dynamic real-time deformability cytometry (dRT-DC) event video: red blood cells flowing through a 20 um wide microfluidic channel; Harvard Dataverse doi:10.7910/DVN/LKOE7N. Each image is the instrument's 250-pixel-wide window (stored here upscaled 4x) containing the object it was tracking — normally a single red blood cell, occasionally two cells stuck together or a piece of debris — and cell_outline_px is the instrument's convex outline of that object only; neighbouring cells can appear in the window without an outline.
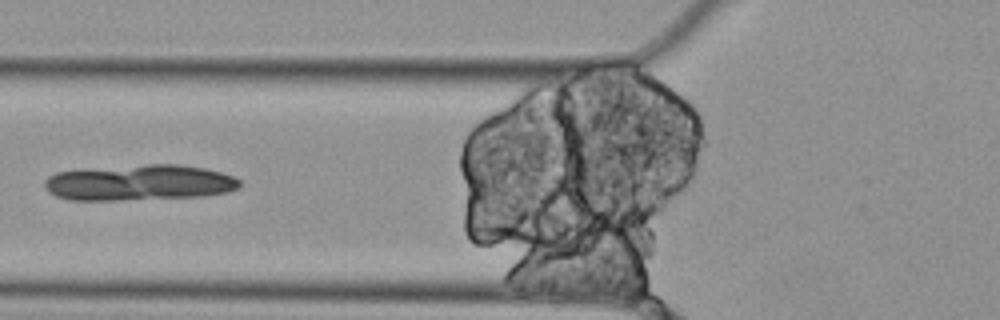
{"species": "Egyptian fruit bat (a non-hibernating species)", "species_latin": "Rousettus aegyptiacus", "temperature_condition": "cold", "stored_images_in_passage": 5, "camera_frame_rate_fps": 3000, "um_per_image_px": 0.085, "animal": {"sex": "female"}, "frame": {"image": 1, "passage_image": 2, "time_ms": 0.333, "image_size_px": [1000, 320], "cell_outline_px": [[240, 188], [228, 192], [204, 196], [116, 200], [72, 200], [56, 196], [48, 192], [44, 188], [44, 180], [48, 176], [56, 172], [84, 168], [144, 164], [180, 164], [204, 168], [220, 172], [232, 176], [240, 180]], "centroid_in_image_um": [11.81, 15.51], "position_along_channel_um": 114.0, "area_um2": 41.15}}
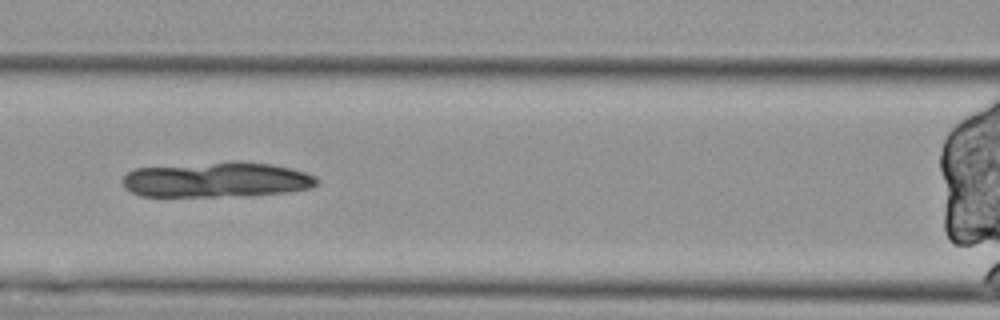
{"frame": {"image": 2, "passage_image": 3, "time_ms": 0.667, "image_size_px": [1000, 320], "cell_outline_px": [[320, 180], [312, 188], [288, 192], [216, 196], [140, 196], [124, 188], [120, 180], [132, 168], [236, 160], [272, 164], [304, 172], [316, 176]], "centroid_in_image_um": [18.37, 15.25], "position_along_channel_um": 148.2, "area_um2": 40.11}}